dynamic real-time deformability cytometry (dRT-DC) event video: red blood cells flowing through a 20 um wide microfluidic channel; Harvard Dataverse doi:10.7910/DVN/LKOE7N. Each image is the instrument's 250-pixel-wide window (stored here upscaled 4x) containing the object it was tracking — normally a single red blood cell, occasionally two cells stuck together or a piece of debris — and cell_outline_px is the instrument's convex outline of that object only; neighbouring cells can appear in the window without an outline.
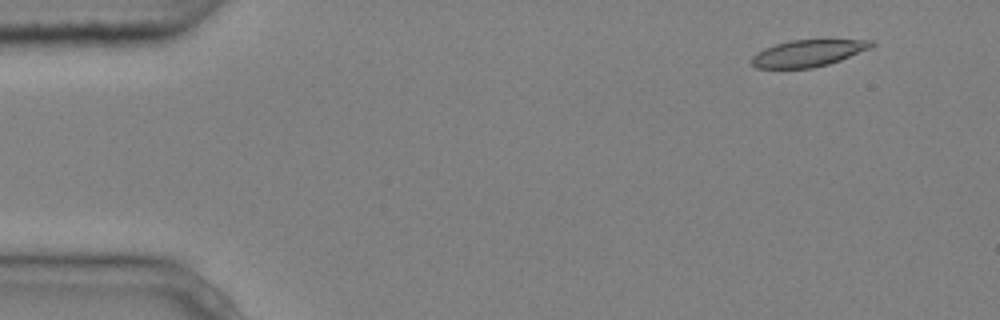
{"species": "common noctule bat (a hibernating species)", "species_latin": "Nyctalus noctula", "temperature_condition": "cold", "stored_images_in_passage": 4, "camera_frame_rate_fps": 3000, "um_per_image_px": 0.085, "animal": {"sex": "male", "body_mass_g": 20.4}, "frame": {"image": 1, "passage_image": 2, "time_ms": 0.333, "image_size_px": [1000, 320], "cell_outline_px": [[876, 44], [868, 48], [840, 60], [828, 64], [812, 68], [756, 68], [752, 64], [752, 56], [756, 52], [764, 48], [776, 44], [792, 40], [828, 36], [872, 40]], "centroid_in_image_um": [68.76, 4.45], "position_along_channel_um": 16.2, "area_um2": 19.54}}